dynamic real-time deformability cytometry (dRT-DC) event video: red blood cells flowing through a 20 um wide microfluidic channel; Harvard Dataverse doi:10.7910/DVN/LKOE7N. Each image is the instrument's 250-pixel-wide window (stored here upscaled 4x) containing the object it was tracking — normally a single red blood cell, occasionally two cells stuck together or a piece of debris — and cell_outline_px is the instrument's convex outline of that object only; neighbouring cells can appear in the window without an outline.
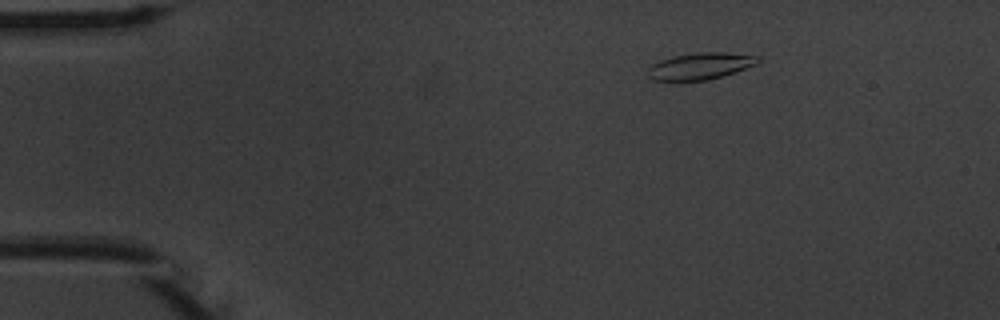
{"species": "common noctule bat (a hibernating species)", "species_latin": "Nyctalus noctula", "temperature_condition": "warm", "stored_images_in_passage": 46, "camera_frame_rate_fps": 3000, "um_per_image_px": 0.085, "animal": {"sex": "male", "body_mass_g": 20.1, "forearm_length_mm": 53.5}, "frame": {"image": 1, "passage_image": 1, "time_ms": 0.0, "image_size_px": [1000, 320], "cell_outline_px": [[760, 60], [756, 64], [708, 80], [652, 80], [648, 76], [648, 68], [652, 64], [660, 60], [676, 56], [696, 52], [724, 52], [760, 56]], "centroid_in_image_um": [59.51, 5.6], "position_along_channel_um": 25.5, "area_um2": 16.82}}
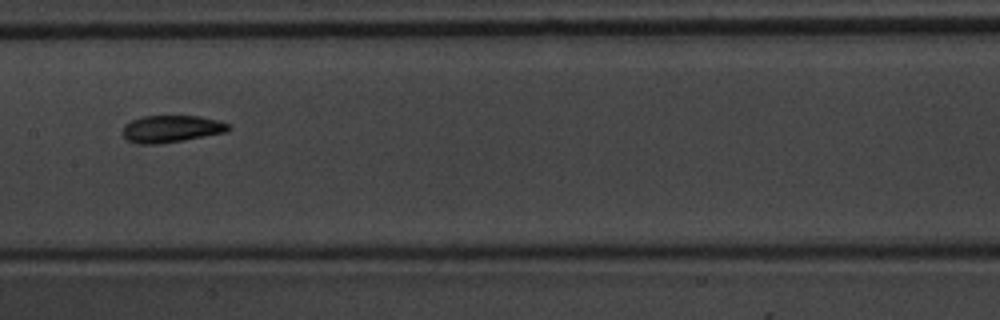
{"frame": {"image": 2, "passage_image": 20, "time_ms": 6.333, "image_size_px": [1000, 320], "cell_outline_px": [[232, 128], [224, 132], [184, 140], [156, 144], [136, 144], [128, 140], [120, 132], [124, 124], [132, 120], [144, 116], [200, 116], [216, 120], [228, 124]], "centroid_in_image_um": [14.5, 10.95], "position_along_channel_um": 192.9, "area_um2": 16.65}}
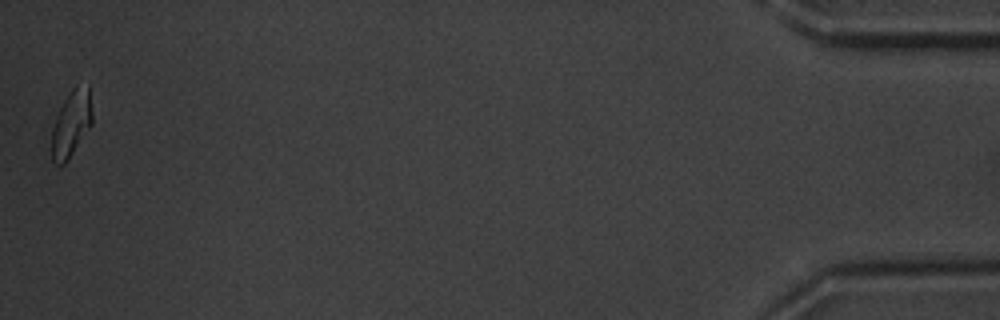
{"frame": {"image": 3, "passage_image": 46, "time_ms": 15.0, "image_size_px": [1000, 320], "cell_outline_px": [[92, 124], [64, 164], [56, 164], [52, 160], [52, 128], [56, 116], [68, 92], [76, 84], [88, 84], [92, 112]], "centroid_in_image_um": [6.07, 10.45], "position_along_channel_um": 429.1, "area_um2": 15.55}, "authors_computed_cell_mechanics": {"area_um2": 16.6753, "velocity_mm_per_s": 3.7739, "shape_relaxation_time_tau1_ms": 3.8632, "shape_relaxation_time_tau2_ms": 3.9052, "deformation_change_tau1": 0.165, "deformation_change_tau2": 0.1026}}